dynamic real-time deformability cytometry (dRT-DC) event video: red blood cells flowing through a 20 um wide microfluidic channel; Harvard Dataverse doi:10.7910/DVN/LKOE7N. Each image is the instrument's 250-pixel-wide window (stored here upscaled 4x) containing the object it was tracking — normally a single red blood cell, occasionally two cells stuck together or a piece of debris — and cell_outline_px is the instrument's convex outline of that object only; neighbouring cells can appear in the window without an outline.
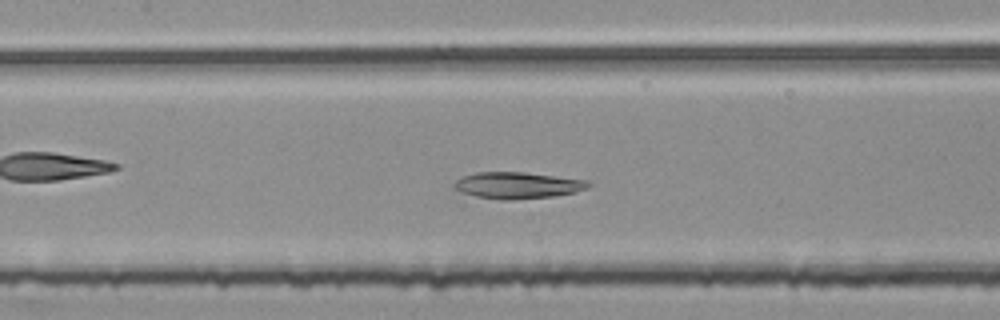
{"species": "common noctule bat (a hibernating species)", "species_latin": "Nyctalus noctula", "temperature_condition": "room temperature", "stored_images_in_passage": 49, "camera_frame_rate_fps": 3000, "um_per_image_px": 0.085, "animal": {"sex": "female", "body_mass_g": 25.1}, "frame": {"image": 1, "passage_image": 22, "time_ms": 7.0, "image_size_px": [1000, 320], "cell_outline_px": [[592, 184], [588, 188], [576, 192], [552, 196], [516, 200], [500, 200], [476, 196], [460, 192], [452, 188], [452, 184], [456, 180], [464, 176], [476, 172], [524, 172], [588, 180]], "centroid_in_image_um": [43.98, 15.76], "position_along_channel_um": 163.4, "area_um2": 20.92}}
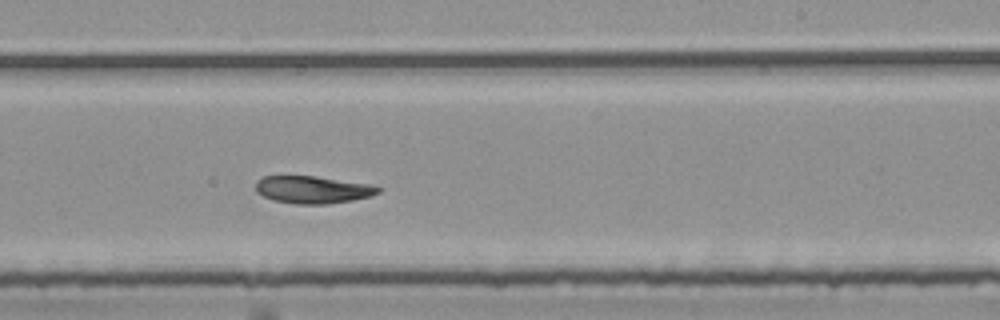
{"frame": {"image": 2, "passage_image": 30, "time_ms": 9.667, "image_size_px": [1000, 320], "cell_outline_px": [[380, 192], [372, 196], [352, 200], [324, 204], [296, 204], [272, 200], [256, 192], [256, 180], [264, 176], [316, 176], [372, 184], [380, 188]], "centroid_in_image_um": [26.59, 16.11], "position_along_channel_um": 262.4, "area_um2": 19.65}}
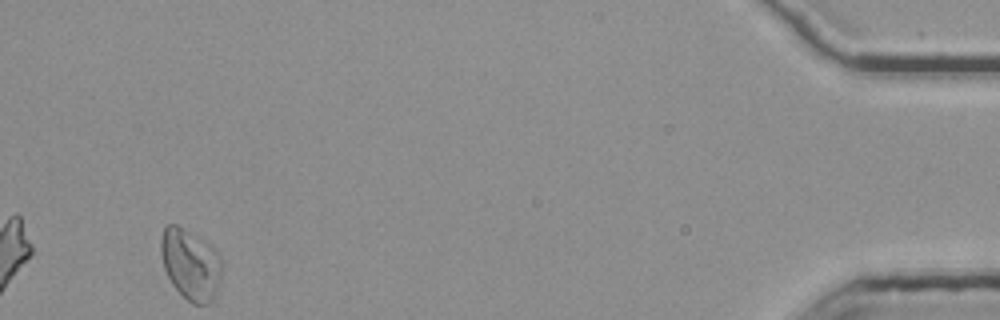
{"frame": {"image": 3, "passage_image": 49, "time_ms": 16.0, "image_size_px": [1000, 320], "cell_outline_px": [[220, 280], [216, 296], [208, 304], [192, 304], [172, 284], [164, 268], [160, 252], [160, 236], [164, 228], [168, 224], [176, 224], [208, 244], [220, 256]], "centroid_in_image_um": [16.17, 22.48], "position_along_channel_um": 419.0, "area_um2": 24.8}, "authors_computed_cell_mechanics": {"area_um2": 21.7906, "velocity_mm_per_s": 3.7299, "shape_relaxation_time_tau1_ms": null, "shape_relaxation_time_tau2_ms": 4.7998, "deformation_change_tau1": null, "deformation_change_tau2": 0.1013}}